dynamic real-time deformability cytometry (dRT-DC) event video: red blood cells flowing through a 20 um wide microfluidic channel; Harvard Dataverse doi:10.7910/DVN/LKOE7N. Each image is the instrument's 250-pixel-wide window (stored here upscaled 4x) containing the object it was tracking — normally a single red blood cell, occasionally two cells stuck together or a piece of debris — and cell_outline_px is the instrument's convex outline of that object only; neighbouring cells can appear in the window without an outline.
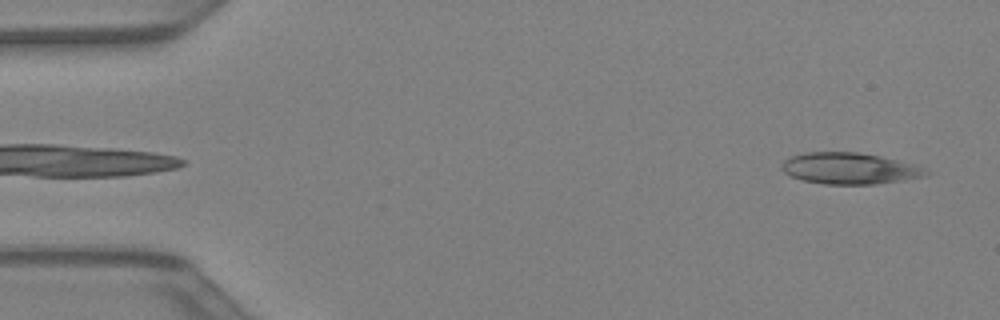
{"species": "Egyptian fruit bat (a non-hibernating species)", "species_latin": "Rousettus aegyptiacus", "temperature_condition": "warm", "stored_images_in_passage": 40, "camera_frame_rate_fps": 3000, "um_per_image_px": 0.085, "animal": {"sex": "female"}, "frame": {"image": 1, "passage_image": 1, "time_ms": 0.0, "image_size_px": [1000, 320], "cell_outline_px": [[932, 172], [928, 176], [904, 180], [876, 184], [824, 184], [804, 180], [792, 176], [784, 172], [780, 168], [780, 164], [784, 160], [792, 156], [804, 152], [856, 152], [896, 160], [912, 164], [924, 168]], "centroid_in_image_um": [72.21, 14.32], "position_along_channel_um": 12.8, "area_um2": 26.24}}
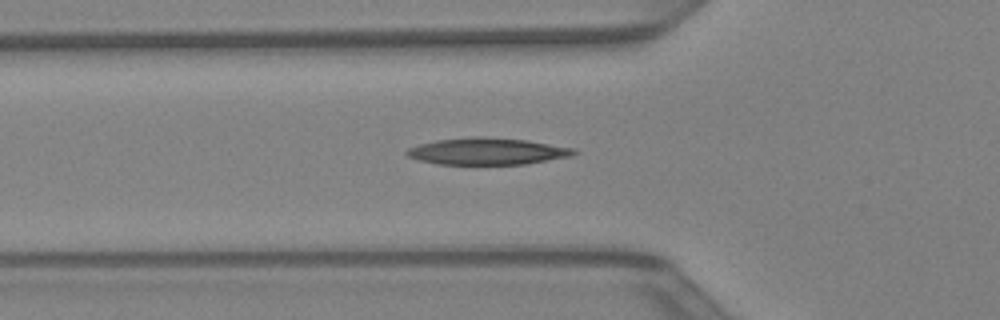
{"frame": {"image": 2, "passage_image": 13, "time_ms": 4.0, "image_size_px": [1000, 320], "cell_outline_px": [[580, 152], [572, 156], [524, 164], [440, 164], [420, 160], [408, 156], [404, 152], [408, 148], [420, 144], [436, 140], [472, 136], [484, 136], [528, 140], [572, 148]], "centroid_in_image_um": [41.43, 12.85], "position_along_channel_um": 84.4, "area_um2": 26.07}}
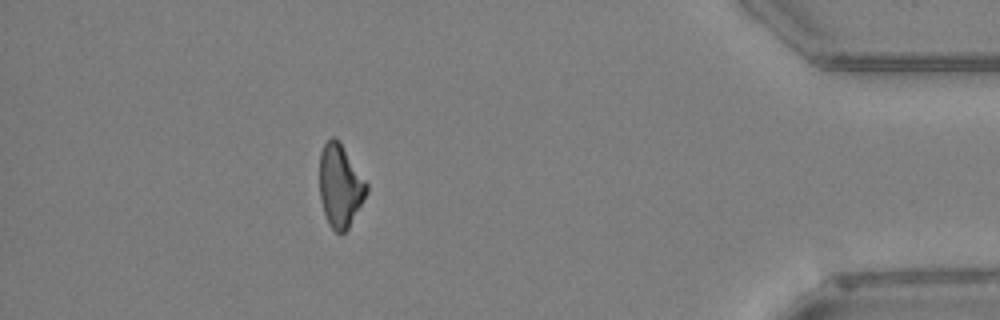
{"frame": {"image": 3, "passage_image": 36, "time_ms": 11.667, "image_size_px": [1000, 320], "cell_outline_px": [[368, 192], [348, 228], [340, 236], [328, 224], [324, 212], [320, 196], [320, 152], [324, 144], [332, 136], [336, 136], [368, 184]], "centroid_in_image_um": [28.91, 15.8], "position_along_channel_um": 406.3, "area_um2": 22.6}}